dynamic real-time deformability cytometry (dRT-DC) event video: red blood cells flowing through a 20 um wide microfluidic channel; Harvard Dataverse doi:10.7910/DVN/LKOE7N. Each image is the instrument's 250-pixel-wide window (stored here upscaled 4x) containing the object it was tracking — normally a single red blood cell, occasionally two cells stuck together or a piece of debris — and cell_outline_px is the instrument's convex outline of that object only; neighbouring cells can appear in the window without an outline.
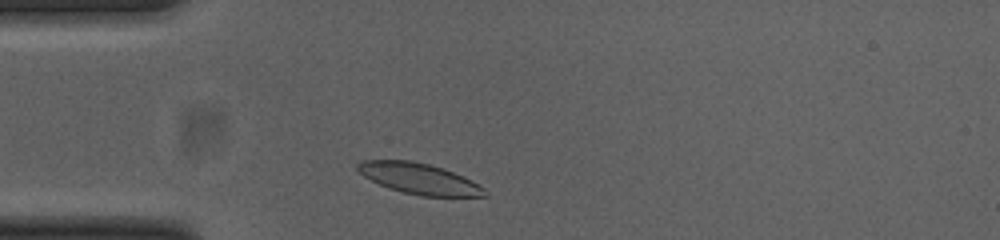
{"species": "common noctule bat (a hibernating species)", "species_latin": "Nyctalus noctula", "temperature_condition": "cold", "stored_images_in_passage": 32, "camera_frame_rate_fps": 3000, "um_per_image_px": 0.085, "animal": {"sex": "female", "body_mass_g": 23.0, "forearm_length_mm": 53.4}, "frame": {"image": 1, "passage_image": 3, "time_ms": 0.667, "image_size_px": [1000, 240], "cell_outline_px": [[488, 196], [420, 196], [404, 192], [380, 184], [364, 176], [356, 168], [356, 164], [364, 160], [412, 160], [428, 164], [452, 172], [472, 180], [484, 188]], "centroid_in_image_um": [35.63, 15.18], "position_along_channel_um": 49.4, "area_um2": 22.43}}
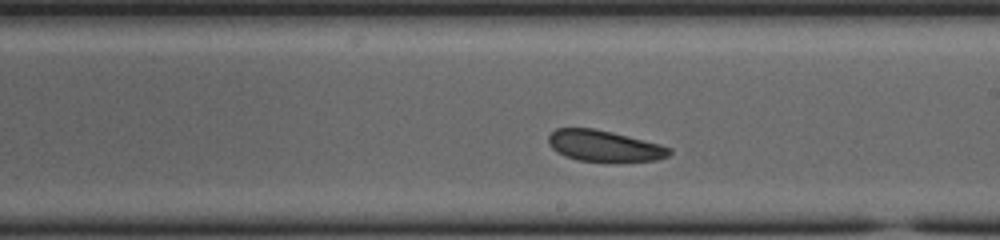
{"frame": {"image": 2, "passage_image": 19, "time_ms": 6.0, "image_size_px": [1000, 240], "cell_outline_px": [[672, 152], [668, 156], [656, 160], [580, 160], [564, 156], [556, 152], [548, 144], [548, 136], [556, 128], [592, 128], [612, 132], [660, 144], [672, 148]], "centroid_in_image_um": [51.33, 12.38], "position_along_channel_um": 237.7, "area_um2": 21.5}}
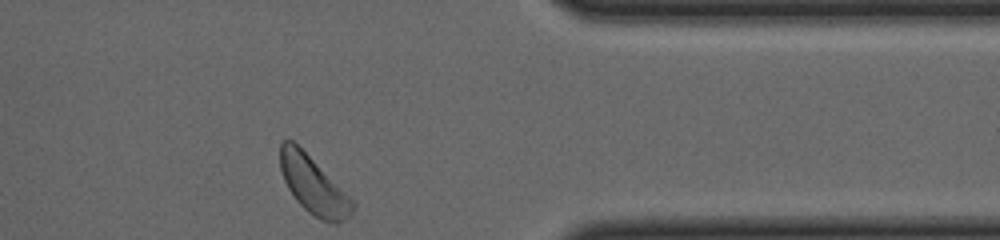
{"frame": {"image": 3, "passage_image": 32, "time_ms": 10.333, "image_size_px": [1000, 240], "cell_outline_px": [[356, 204], [352, 212], [344, 220], [336, 224], [332, 224], [320, 220], [308, 212], [296, 200], [288, 188], [284, 180], [280, 168], [280, 144], [284, 140], [292, 140]], "centroid_in_image_um": [26.61, 15.8], "position_along_channel_um": 384.8, "area_um2": 23.47}, "authors_computed_cell_mechanics": {"area_um2": 22.542, "velocity_mm_per_s": 3.7705, "shape_relaxation_time_tau1_ms": 2.8025, "shape_relaxation_time_tau2_ms": 2.4109, "deformation_change_tau1": 0.0603, "deformation_change_tau2": 0.0739}}